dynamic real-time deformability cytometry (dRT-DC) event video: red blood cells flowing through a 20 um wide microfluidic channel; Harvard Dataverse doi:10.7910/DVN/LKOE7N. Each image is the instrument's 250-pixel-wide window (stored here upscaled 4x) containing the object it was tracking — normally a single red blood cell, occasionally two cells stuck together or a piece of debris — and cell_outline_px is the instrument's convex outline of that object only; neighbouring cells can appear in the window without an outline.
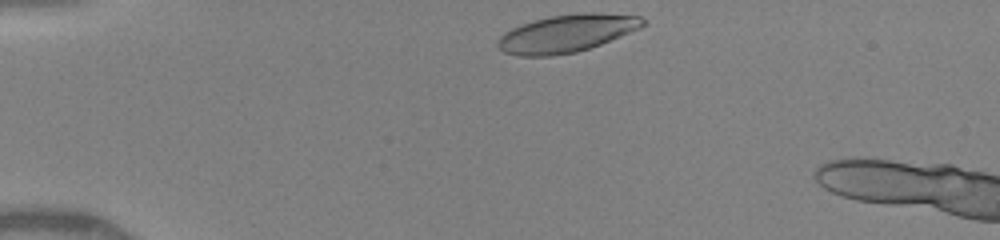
{"species": "human", "species_latin": "Homo sapiens", "temperature_condition": "warm", "stored_images_in_passage": 5, "camera_frame_rate_fps": 3000, "um_per_image_px": 0.085, "donor": {"sex": "female"}, "frame": {"image": 1, "passage_image": 1, "time_ms": 0.0, "image_size_px": [1000, 240], "cell_outline_px": [[648, 20], [640, 28], [600, 44], [576, 52], [548, 56], [520, 56], [504, 52], [496, 44], [496, 40], [504, 32], [512, 28], [536, 20], [552, 16], [592, 12], [600, 12], [640, 16]], "centroid_in_image_um": [48.18, 2.84], "position_along_channel_um": 36.8, "area_um2": 31.5}}